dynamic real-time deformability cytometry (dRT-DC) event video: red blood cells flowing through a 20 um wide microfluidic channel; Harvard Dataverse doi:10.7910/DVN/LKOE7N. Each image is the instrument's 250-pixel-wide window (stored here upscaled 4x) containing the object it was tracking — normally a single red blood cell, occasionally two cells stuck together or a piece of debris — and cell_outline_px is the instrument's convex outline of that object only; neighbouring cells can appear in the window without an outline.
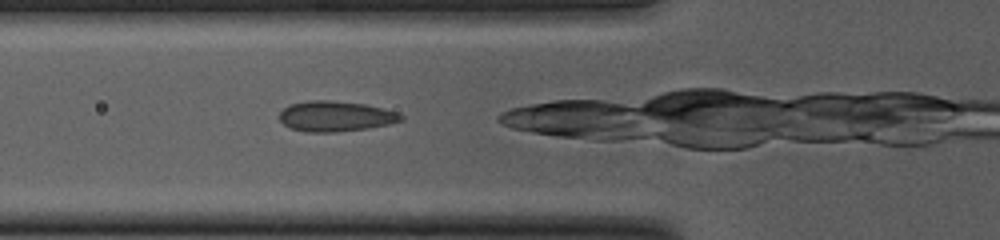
{"species": "common noctule bat (a hibernating species)", "species_latin": "Nyctalus noctula", "temperature_condition": "cold", "stored_images_in_passage": 35, "camera_frame_rate_fps": 3000, "um_per_image_px": 0.085, "animal": {"sex": "female", "body_mass_g": 23.0, "forearm_length_mm": 53.4}, "frame": {"image": 1, "passage_image": 13, "time_ms": 4.0, "image_size_px": [1000, 240], "cell_outline_px": [[404, 120], [388, 124], [368, 128], [336, 132], [308, 132], [292, 128], [284, 124], [280, 120], [280, 112], [288, 104], [308, 100], [332, 100], [364, 104], [384, 108], [400, 112], [404, 116]], "centroid_in_image_um": [28.55, 9.87], "position_along_channel_um": 97.2, "area_um2": 21.68}}
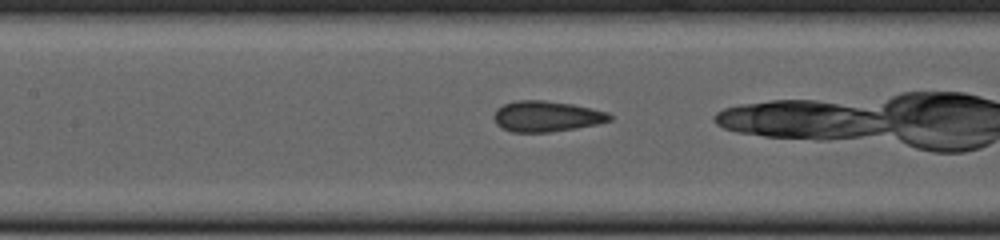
{"frame": {"image": 2, "passage_image": 18, "time_ms": 5.667, "image_size_px": [1000, 240], "cell_outline_px": [[612, 120], [596, 124], [576, 128], [552, 132], [512, 132], [496, 124], [492, 116], [496, 108], [504, 104], [516, 100], [544, 100], [572, 104], [608, 112], [612, 116]], "centroid_in_image_um": [46.43, 9.88], "position_along_channel_um": 161.0, "area_um2": 20.81}}
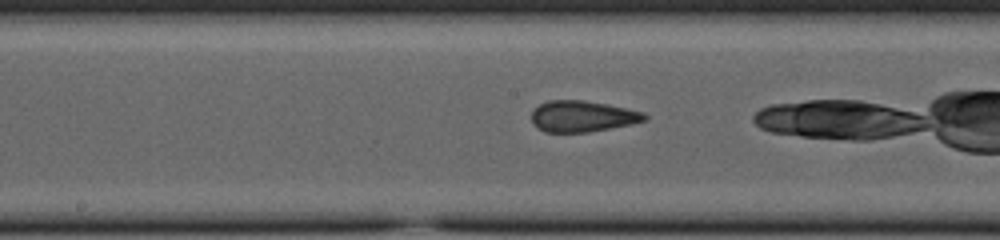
{"frame": {"image": 3, "passage_image": 21, "time_ms": 6.667, "image_size_px": [1000, 240], "cell_outline_px": [[648, 120], [632, 124], [612, 128], [588, 132], [544, 132], [536, 128], [532, 120], [532, 108], [548, 100], [584, 100], [608, 104], [644, 112], [648, 116]], "centroid_in_image_um": [49.51, 9.88], "position_along_channel_um": 198.7, "area_um2": 20.81}}